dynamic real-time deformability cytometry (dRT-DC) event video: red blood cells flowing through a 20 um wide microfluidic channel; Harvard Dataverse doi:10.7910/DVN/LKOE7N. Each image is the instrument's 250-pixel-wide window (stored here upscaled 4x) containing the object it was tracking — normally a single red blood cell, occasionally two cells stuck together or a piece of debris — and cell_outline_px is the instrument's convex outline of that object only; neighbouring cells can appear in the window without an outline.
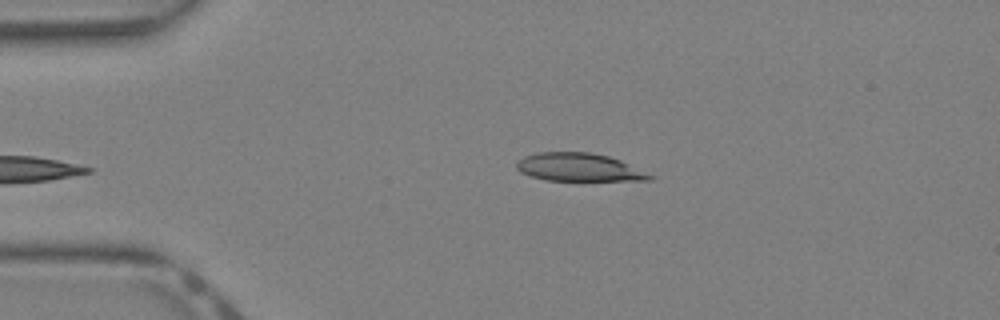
{"species": "Egyptian fruit bat (a non-hibernating species)", "species_latin": "Rousettus aegyptiacus", "temperature_condition": "warm", "stored_images_in_passage": 28, "camera_frame_rate_fps": 3000, "um_per_image_px": 0.085, "animal": {"sex": "female"}, "frame": {"image": 1, "passage_image": 1, "time_ms": 0.0, "image_size_px": [1000, 320], "cell_outline_px": [[656, 176], [652, 180], [544, 180], [520, 172], [516, 168], [516, 164], [524, 156], [536, 152], [592, 152], [608, 156], [620, 160]], "centroid_in_image_um": [49.22, 14.21], "position_along_channel_um": 35.8, "area_um2": 21.73}}
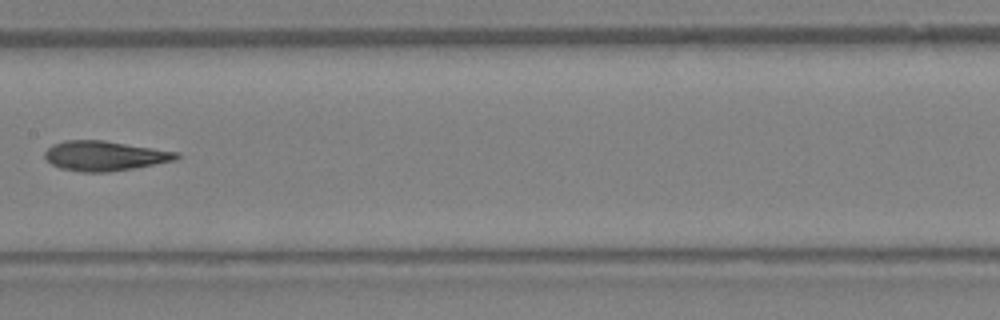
{"frame": {"image": 2, "passage_image": 13, "time_ms": 4.0, "image_size_px": [1000, 320], "cell_outline_px": [[180, 156], [176, 160], [156, 164], [108, 172], [80, 172], [60, 168], [52, 164], [44, 156], [44, 152], [52, 144], [64, 140], [104, 140], [180, 152]], "centroid_in_image_um": [8.9, 13.24], "position_along_channel_um": 198.5, "area_um2": 22.95}}
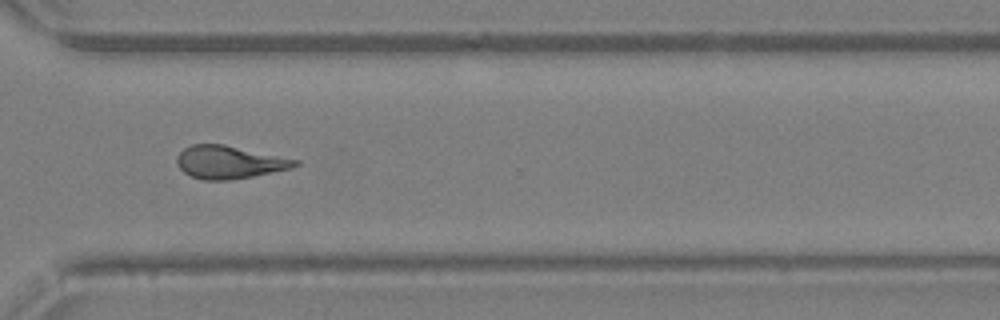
{"frame": {"image": 3, "passage_image": 22, "time_ms": 7.0, "image_size_px": [1000, 320], "cell_outline_px": [[300, 164], [292, 168], [232, 180], [204, 180], [192, 176], [184, 172], [176, 164], [176, 156], [184, 148], [192, 144], [224, 144], [300, 160]], "centroid_in_image_um": [19.49, 13.78], "position_along_channel_um": 351.1, "area_um2": 22.66}}